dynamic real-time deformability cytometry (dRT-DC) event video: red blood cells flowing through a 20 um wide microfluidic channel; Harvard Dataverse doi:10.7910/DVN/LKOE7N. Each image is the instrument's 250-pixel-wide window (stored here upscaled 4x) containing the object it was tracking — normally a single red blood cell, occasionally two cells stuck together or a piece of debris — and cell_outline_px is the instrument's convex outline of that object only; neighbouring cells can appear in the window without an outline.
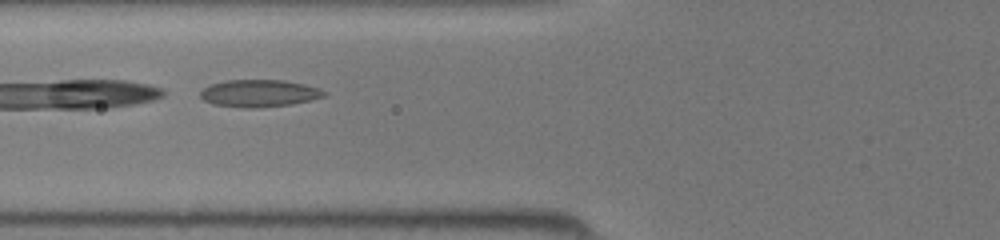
{"species": "common noctule bat (a hibernating species)", "species_latin": "Nyctalus noctula", "temperature_condition": "room temperature", "stored_images_in_passage": 33, "camera_frame_rate_fps": 3000, "um_per_image_px": 0.085, "animal": {"sex": "female", "body_mass_g": 19.5, "forearm_length_mm": 54.1}, "frame": {"image": 1, "passage_image": 7, "time_ms": 2.0, "image_size_px": [1000, 240], "cell_outline_px": [[324, 96], [292, 104], [260, 108], [248, 108], [212, 104], [204, 100], [200, 96], [200, 92], [208, 84], [224, 80], [284, 80], [304, 84], [320, 88], [324, 92]], "centroid_in_image_um": [21.98, 7.92], "position_along_channel_um": 103.8, "area_um2": 19.65}}
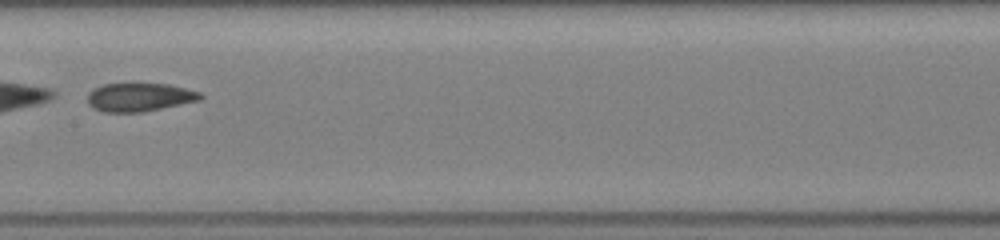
{"frame": {"image": 2, "passage_image": 13, "time_ms": 4.0, "image_size_px": [1000, 240], "cell_outline_px": [[204, 96], [200, 100], [144, 112], [104, 112], [92, 108], [88, 104], [88, 92], [92, 88], [104, 84], [168, 84], [200, 92]], "centroid_in_image_um": [11.83, 8.27], "position_along_channel_um": 195.6, "area_um2": 18.73}}
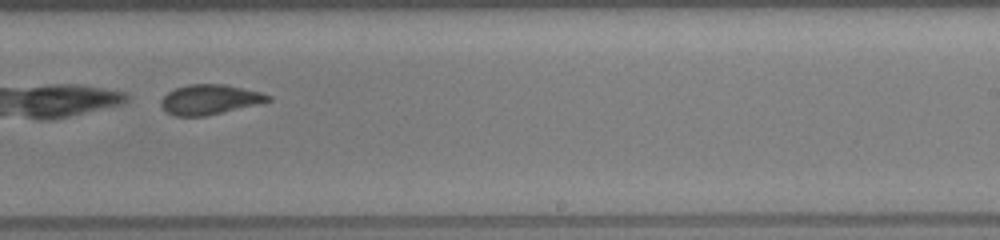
{"frame": {"image": 3, "passage_image": 18, "time_ms": 5.667, "image_size_px": [1000, 240], "cell_outline_px": [[272, 100], [256, 104], [204, 116], [176, 116], [164, 112], [160, 104], [160, 100], [168, 92], [176, 88], [188, 84], [224, 84], [260, 92], [272, 96]], "centroid_in_image_um": [17.77, 8.46], "position_along_channel_um": 271.2, "area_um2": 18.5}}